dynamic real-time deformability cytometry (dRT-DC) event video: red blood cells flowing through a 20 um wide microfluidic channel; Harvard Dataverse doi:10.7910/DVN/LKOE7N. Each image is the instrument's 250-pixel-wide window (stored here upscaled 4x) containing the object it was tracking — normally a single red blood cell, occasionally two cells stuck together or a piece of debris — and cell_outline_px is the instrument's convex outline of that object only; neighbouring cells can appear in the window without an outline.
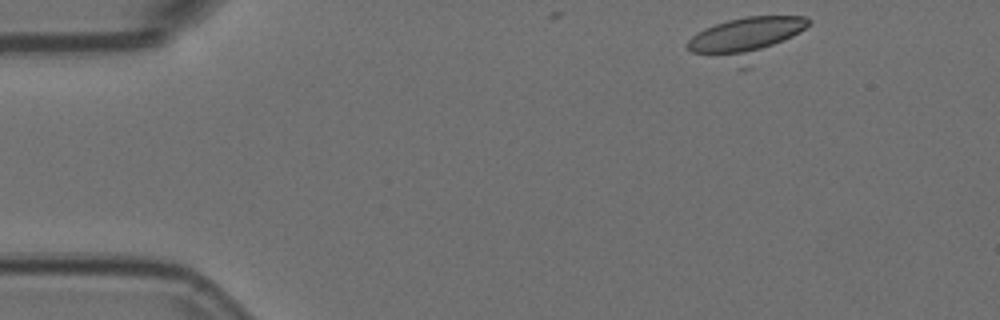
{"species": "Egyptian fruit bat (a non-hibernating species)", "species_latin": "Rousettus aegyptiacus", "temperature_condition": "room temperature", "stored_images_in_passage": 6, "camera_frame_rate_fps": 3000, "um_per_image_px": 0.085, "animal": {"sex": "female"}, "frame": {"image": 1, "passage_image": 1, "time_ms": 0.0, "image_size_px": [1000, 320], "cell_outline_px": [[812, 20], [800, 32], [744, 72], [692, 52], [688, 48], [688, 40], [696, 32], [704, 28], [728, 20], [744, 16], [804, 16]], "centroid_in_image_um": [63.38, 3.32], "position_along_channel_um": 21.6, "area_um2": 30.0}}